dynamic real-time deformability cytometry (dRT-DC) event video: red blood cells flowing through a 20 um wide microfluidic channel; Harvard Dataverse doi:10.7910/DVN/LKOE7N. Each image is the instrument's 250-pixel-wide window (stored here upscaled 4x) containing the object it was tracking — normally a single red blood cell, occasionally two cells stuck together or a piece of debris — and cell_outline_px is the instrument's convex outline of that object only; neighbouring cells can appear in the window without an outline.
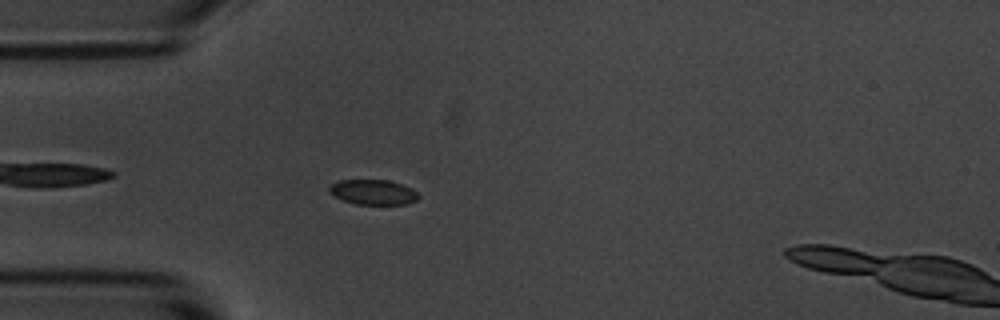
{"species": "common noctule bat (a hibernating species)", "species_latin": "Nyctalus noctula", "temperature_condition": "room temperature", "stored_images_in_passage": 2, "camera_frame_rate_fps": 3000, "um_per_image_px": 0.085, "animal": {"sex": "male", "body_mass_g": 20.1, "forearm_length_mm": 53.5}, "frame": {"image": 1, "passage_image": 2, "time_ms": 1.0, "image_size_px": [1000, 320], "cell_outline_px": [[420, 196], [416, 200], [408, 204], [356, 204], [344, 200], [328, 192], [328, 188], [336, 180], [388, 180], [412, 188]], "centroid_in_image_um": [31.71, 16.33], "position_along_channel_um": 53.3, "area_um2": 12.95}}